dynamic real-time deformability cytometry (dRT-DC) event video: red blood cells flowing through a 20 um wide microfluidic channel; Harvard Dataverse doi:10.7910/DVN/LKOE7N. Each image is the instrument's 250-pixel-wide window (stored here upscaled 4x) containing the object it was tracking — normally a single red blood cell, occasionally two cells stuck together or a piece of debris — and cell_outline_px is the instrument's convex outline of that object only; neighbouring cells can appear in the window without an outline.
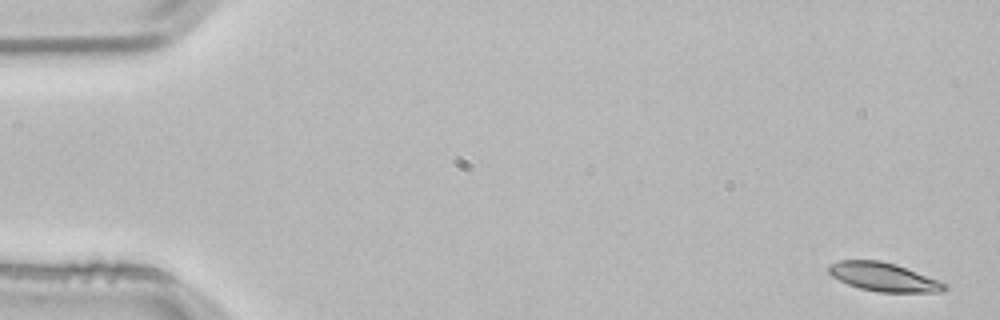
{"species": "common noctule bat (a hibernating species)", "species_latin": "Nyctalus noctula", "temperature_condition": "room temperature", "stored_images_in_passage": 4, "camera_frame_rate_fps": 3000, "um_per_image_px": 0.085, "animal": {"sex": "male", "body_mass_g": 21.5, "forearm_length_mm": 52.0}, "frame": {"image": 1, "passage_image": 1, "time_ms": 0.0, "image_size_px": [1000, 320], "cell_outline_px": [[948, 288], [944, 292], [880, 292], [860, 288], [848, 284], [832, 276], [828, 272], [828, 264], [840, 260], [880, 260], [896, 264], [940, 280], [948, 284]], "centroid_in_image_um": [75.15, 23.54], "position_along_channel_um": 9.9, "area_um2": 19.48}}
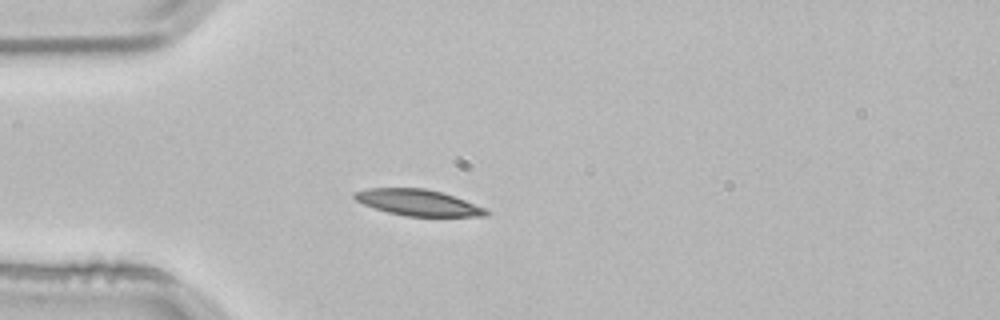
{"frame": {"image": 2, "passage_image": 4, "time_ms": 1.0, "image_size_px": [1000, 320], "cell_outline_px": [[488, 212], [484, 216], [408, 216], [388, 212], [364, 204], [356, 200], [352, 196], [352, 192], [368, 188], [424, 188], [440, 192], [464, 200], [484, 208]], "centroid_in_image_um": [35.46, 17.21], "position_along_channel_um": 49.5, "area_um2": 19.65}}